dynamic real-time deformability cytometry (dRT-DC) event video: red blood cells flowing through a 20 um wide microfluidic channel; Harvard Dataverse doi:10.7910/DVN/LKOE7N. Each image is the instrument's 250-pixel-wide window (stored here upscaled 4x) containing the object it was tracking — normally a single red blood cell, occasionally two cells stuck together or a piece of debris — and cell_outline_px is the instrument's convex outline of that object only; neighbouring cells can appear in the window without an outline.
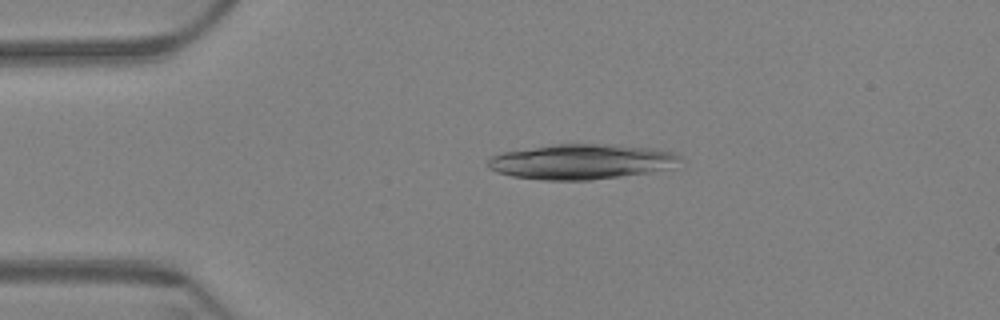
{"species": "Egyptian fruit bat (a non-hibernating species)", "species_latin": "Rousettus aegyptiacus", "temperature_condition": "warm", "stored_images_in_passage": 60, "camera_frame_rate_fps": 3000, "um_per_image_px": 0.085, "animal": {"sex": "female"}, "frame": {"image": 1, "passage_image": 12, "time_ms": 3.667, "image_size_px": [1000, 320], "cell_outline_px": [[680, 156], [676, 168], [592, 180], [540, 180], [512, 176], [496, 172], [488, 168], [488, 160], [492, 156], [500, 152], [556, 144], [616, 144], [652, 148], [672, 152]], "centroid_in_image_um": [49.42, 13.74], "position_along_channel_um": 35.6, "area_um2": 39.54}}